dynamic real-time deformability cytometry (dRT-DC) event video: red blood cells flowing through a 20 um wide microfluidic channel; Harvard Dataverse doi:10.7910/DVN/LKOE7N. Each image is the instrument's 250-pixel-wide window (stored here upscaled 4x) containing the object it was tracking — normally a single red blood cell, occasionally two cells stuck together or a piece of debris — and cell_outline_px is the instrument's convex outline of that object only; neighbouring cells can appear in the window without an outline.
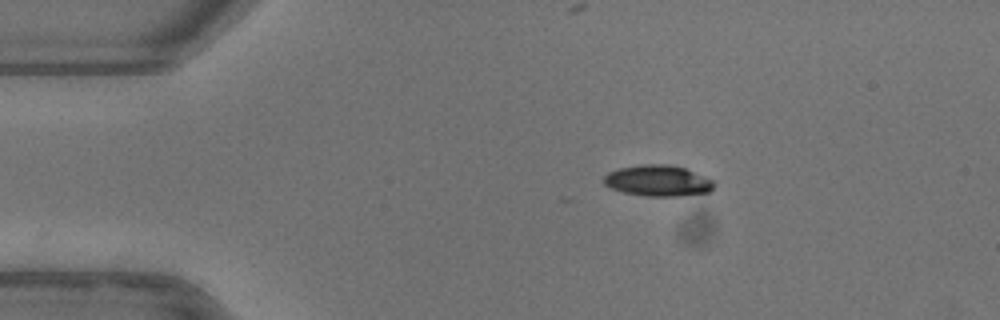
{"species": "common noctule bat (a hibernating species)", "species_latin": "Nyctalus noctula", "temperature_condition": "warm", "stored_images_in_passage": 8, "camera_frame_rate_fps": 3000, "um_per_image_px": 0.085, "animal": {"sex": "female"}, "frame": {"image": 1, "passage_image": 1, "time_ms": 0.0, "image_size_px": [1000, 320], "cell_outline_px": [[712, 188], [708, 192], [680, 196], [644, 196], [624, 192], [612, 188], [604, 184], [604, 176], [608, 172], [620, 168], [640, 164], [668, 164], [684, 168], [704, 176], [712, 180]], "centroid_in_image_um": [55.89, 15.36], "position_along_channel_um": 29.1, "area_um2": 19.71}}
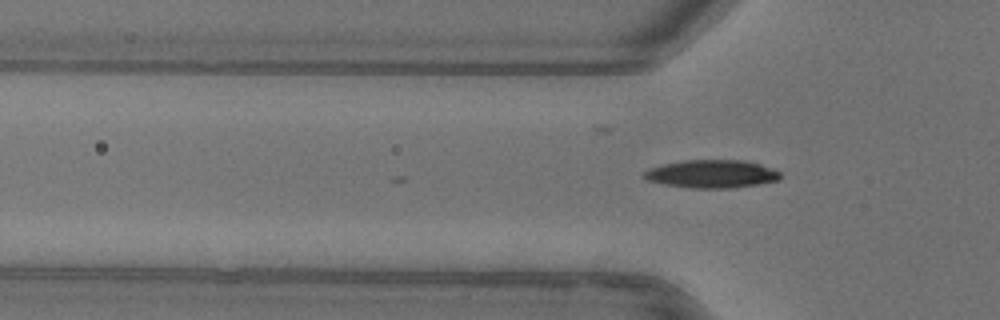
{"frame": {"image": 2, "passage_image": 8, "time_ms": 2.333, "image_size_px": [1000, 320], "cell_outline_px": [[780, 180], [756, 184], [728, 188], [692, 188], [664, 184], [648, 180], [644, 176], [644, 172], [648, 168], [664, 164], [684, 160], [744, 160], [760, 164], [780, 172]], "centroid_in_image_um": [60.49, 14.78], "position_along_channel_um": 65.3, "area_um2": 22.02}}